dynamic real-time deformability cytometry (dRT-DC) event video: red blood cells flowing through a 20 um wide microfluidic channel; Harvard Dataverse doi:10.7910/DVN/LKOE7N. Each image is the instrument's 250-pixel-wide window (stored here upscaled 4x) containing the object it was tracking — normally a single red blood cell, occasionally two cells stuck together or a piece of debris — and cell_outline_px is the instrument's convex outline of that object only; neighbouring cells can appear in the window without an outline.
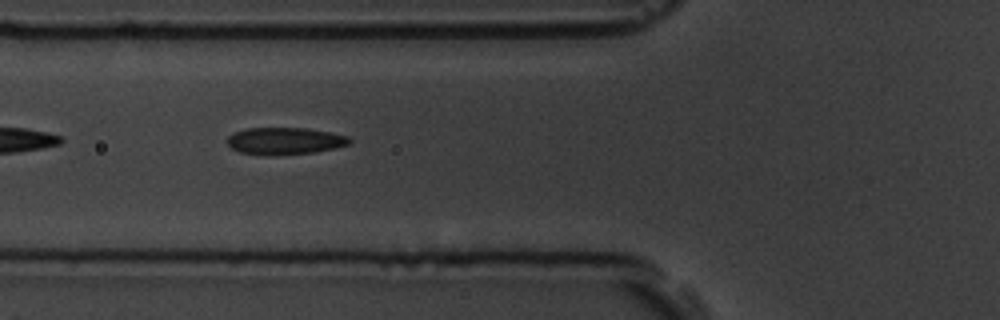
{"species": "common noctule bat (a hibernating species)", "species_latin": "Nyctalus noctula", "temperature_condition": "room temperature", "stored_images_in_passage": 7, "camera_frame_rate_fps": 3000, "um_per_image_px": 0.085, "animal": {"sex": "male", "body_mass_g": 19.5, "forearm_length_mm": 54.6}, "frame": {"image": 1, "passage_image": 6, "time_ms": 6.667, "image_size_px": [1000, 320], "cell_outline_px": [[352, 140], [348, 144], [316, 152], [272, 156], [240, 152], [232, 148], [228, 144], [228, 136], [232, 132], [244, 128], [308, 128], [348, 136]], "centroid_in_image_um": [24.17, 11.98], "position_along_channel_um": 101.6, "area_um2": 19.31}}
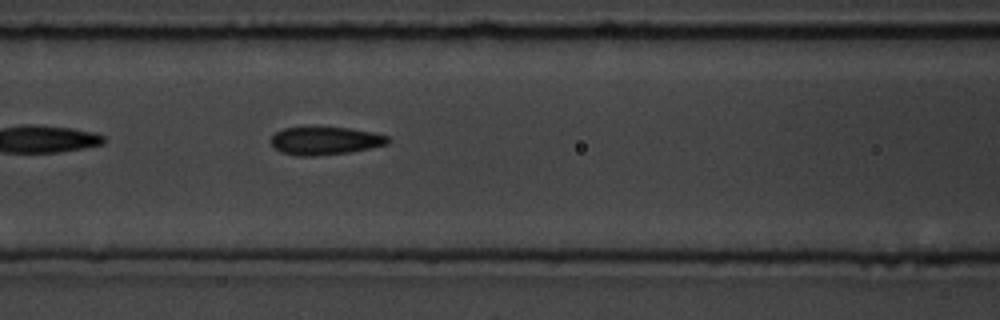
{"frame": {"image": 2, "passage_image": 7, "time_ms": 7.667, "image_size_px": [1000, 320], "cell_outline_px": [[392, 140], [388, 144], [352, 152], [316, 156], [296, 156], [280, 152], [268, 140], [276, 132], [284, 128], [348, 128], [372, 132], [388, 136]], "centroid_in_image_um": [27.65, 11.98], "position_along_channel_um": 139.0, "area_um2": 19.07}}